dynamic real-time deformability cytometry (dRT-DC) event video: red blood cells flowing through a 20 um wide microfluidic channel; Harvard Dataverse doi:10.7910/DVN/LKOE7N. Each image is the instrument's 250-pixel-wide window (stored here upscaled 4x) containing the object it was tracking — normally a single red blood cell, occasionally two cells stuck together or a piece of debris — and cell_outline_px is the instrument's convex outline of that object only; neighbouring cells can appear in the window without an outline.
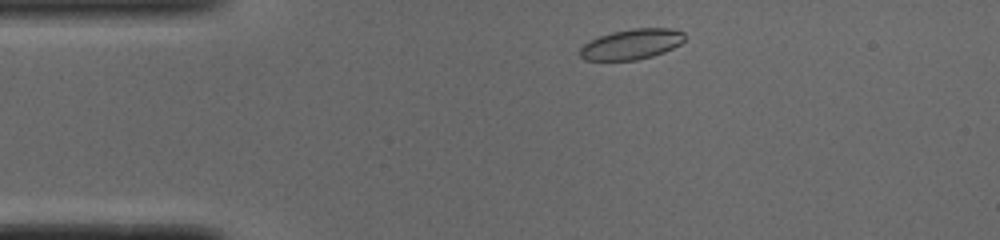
{"species": "common noctule bat (a hibernating species)", "species_latin": "Nyctalus noctula", "temperature_condition": "cold", "stored_images_in_passage": 44, "camera_frame_rate_fps": 3000, "um_per_image_px": 0.085, "animal": {"sex": "male", "body_mass_g": 19.0, "forearm_length_mm": 50.8}, "frame": {"image": 1, "passage_image": 2, "time_ms": 0.333, "image_size_px": [1000, 240], "cell_outline_px": [[684, 40], [680, 44], [664, 52], [652, 56], [636, 60], [584, 60], [580, 56], [580, 48], [588, 40], [612, 32], [632, 28], [672, 28], [684, 32]], "centroid_in_image_um": [53.68, 3.75], "position_along_channel_um": 31.3, "area_um2": 18.55}}
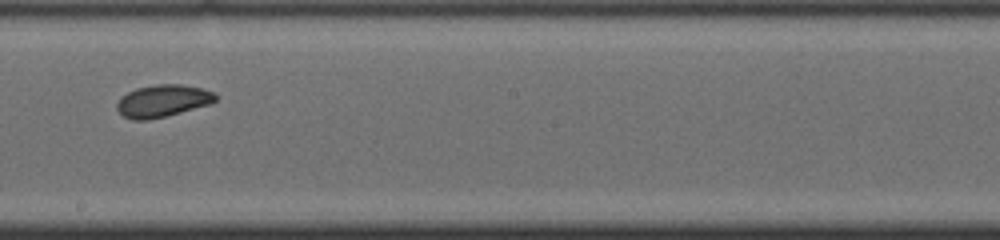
{"frame": {"image": 2, "passage_image": 21, "time_ms": 6.667, "image_size_px": [1000, 240], "cell_outline_px": [[216, 100], [212, 104], [148, 120], [132, 120], [124, 116], [116, 108], [116, 104], [128, 92], [136, 88], [156, 84], [180, 84], [200, 88], [212, 92], [216, 96]], "centroid_in_image_um": [13.83, 8.57], "position_along_channel_um": 234.4, "area_um2": 18.26}}
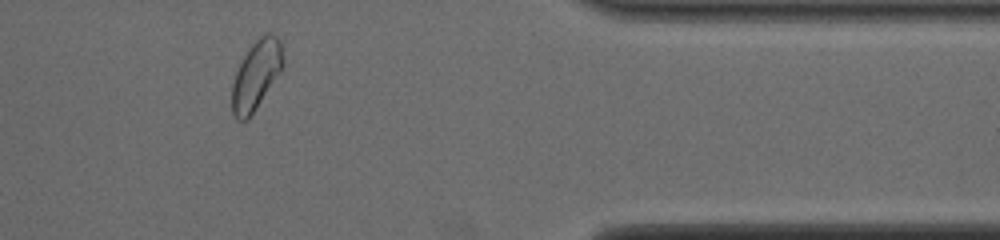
{"frame": {"image": 3, "passage_image": 35, "time_ms": 11.333, "image_size_px": [1000, 240], "cell_outline_px": [[284, 64], [248, 120], [236, 120], [232, 112], [232, 84], [236, 72], [244, 56], [252, 44], [264, 32], [272, 32], [280, 40], [284, 60]], "centroid_in_image_um": [21.77, 6.35], "position_along_channel_um": 389.6, "area_um2": 20.17}, "authors_computed_cell_mechanics": {"area_um2": 18.8717, "velocity_mm_per_s": 3.8586, "shape_relaxation_time_tau1_ms": 3.0437, "shape_relaxation_time_tau2_ms": 8.6307, "deformation_change_tau1": 0.0901, "deformation_change_tau2": 0.1146}}